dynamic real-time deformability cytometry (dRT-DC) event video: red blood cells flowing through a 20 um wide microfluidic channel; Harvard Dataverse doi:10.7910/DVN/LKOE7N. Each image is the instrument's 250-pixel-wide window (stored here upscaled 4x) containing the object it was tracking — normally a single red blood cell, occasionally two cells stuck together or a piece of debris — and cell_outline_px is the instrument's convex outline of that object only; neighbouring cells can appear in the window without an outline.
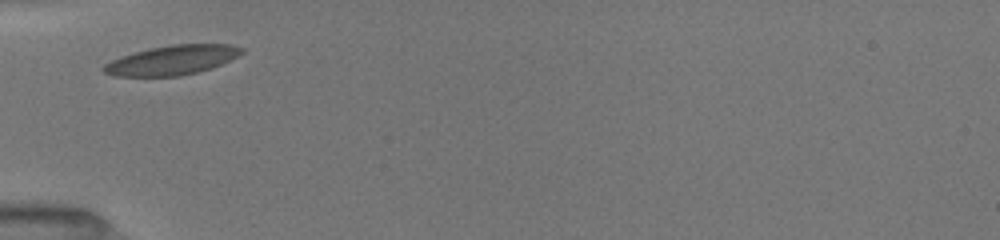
{"species": "common noctule bat (a hibernating species)", "species_latin": "Nyctalus noctula", "temperature_condition": "room temperature", "stored_images_in_passage": 12, "camera_frame_rate_fps": 3000, "um_per_image_px": 0.085, "animal": {"sex": "female", "body_mass_g": 19.5, "forearm_length_mm": 54.1}, "frame": {"image": 1, "passage_image": 1, "time_ms": 0.0, "image_size_px": [1000, 240], "cell_outline_px": [[244, 52], [212, 68], [180, 76], [116, 76], [104, 72], [100, 68], [104, 64], [120, 56], [148, 48], [172, 44], [232, 44], [244, 48]], "centroid_in_image_um": [14.6, 5.1], "position_along_channel_um": 70.4, "area_um2": 23.7}}
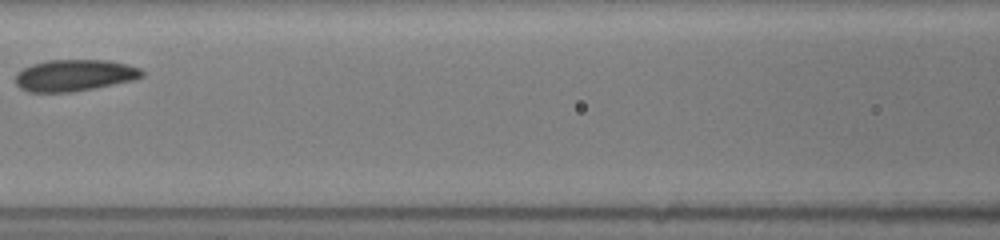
{"frame": {"image": 2, "passage_image": 4, "time_ms": 2.333, "image_size_px": [1000, 240], "cell_outline_px": [[144, 76], [132, 80], [72, 92], [28, 92], [20, 88], [16, 84], [16, 72], [32, 64], [48, 60], [108, 60], [128, 64], [140, 68], [144, 72]], "centroid_in_image_um": [6.32, 6.4], "position_along_channel_um": 160.3, "area_um2": 23.24}}
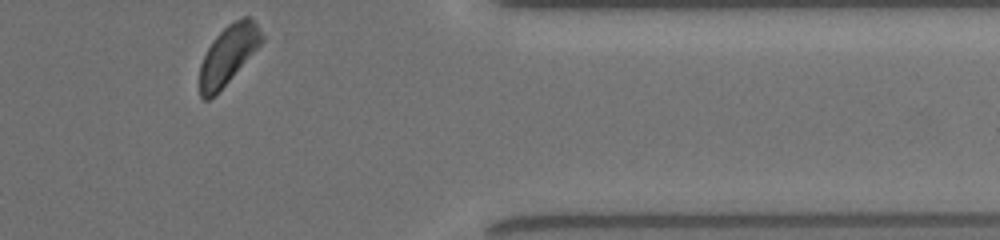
{"frame": {"image": 3, "passage_image": 12, "time_ms": 8.667, "image_size_px": [1000, 240], "cell_outline_px": [[264, 40], [216, 96], [208, 100], [204, 100], [200, 96], [200, 64], [212, 40], [232, 20], [244, 16], [248, 16], [260, 28], [264, 36]], "centroid_in_image_um": [19.39, 4.66], "position_along_channel_um": 392.0, "area_um2": 21.27}, "authors_computed_cell_mechanics": {"area_um2": 22.8888, "velocity_mm_per_s": 3.8995, "shape_relaxation_time_tau1_ms": 1.1187, "shape_relaxation_time_tau2_ms": 6.2712, "deformation_change_tau1": 0.064, "deformation_change_tau2": 0.0753}}